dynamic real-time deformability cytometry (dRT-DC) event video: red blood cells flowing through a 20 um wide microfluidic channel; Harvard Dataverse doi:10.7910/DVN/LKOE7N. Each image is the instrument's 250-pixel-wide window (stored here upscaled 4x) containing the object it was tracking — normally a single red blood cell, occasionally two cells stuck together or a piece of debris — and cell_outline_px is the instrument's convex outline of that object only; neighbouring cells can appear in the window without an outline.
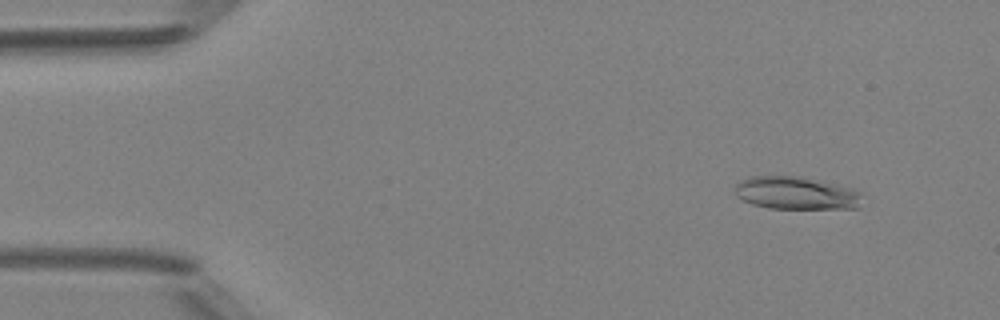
{"species": "Egyptian fruit bat (a non-hibernating species)", "species_latin": "Rousettus aegyptiacus", "temperature_condition": "room temperature", "stored_images_in_passage": 48, "camera_frame_rate_fps": 3000, "um_per_image_px": 0.085, "animal": {"sex": "female"}, "frame": {"image": 1, "passage_image": 4, "time_ms": 1.0, "image_size_px": [1000, 320], "cell_outline_px": [[860, 196], [856, 208], [768, 208], [752, 204], [740, 200], [736, 196], [736, 184], [740, 180], [752, 176], [800, 176], [852, 188], [860, 192]], "centroid_in_image_um": [67.6, 16.4], "position_along_channel_um": 17.4, "area_um2": 24.04}}
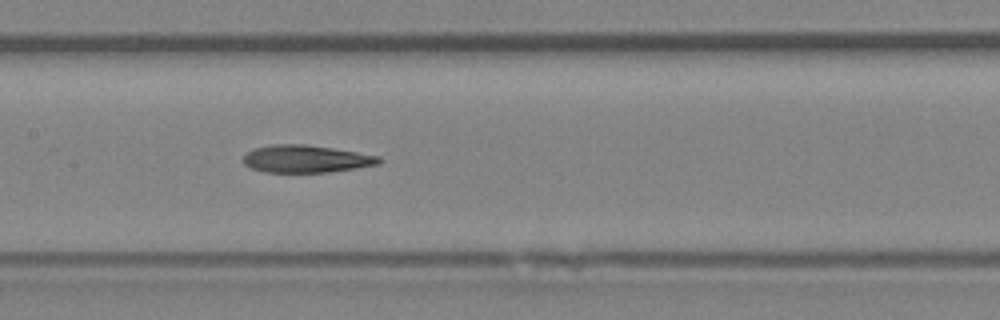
{"frame": {"image": 2, "passage_image": 23, "time_ms": 7.333, "image_size_px": [1000, 320], "cell_outline_px": [[384, 160], [380, 164], [356, 168], [328, 172], [264, 172], [252, 168], [244, 164], [244, 156], [252, 148], [272, 144], [304, 144], [332, 148], [380, 156]], "centroid_in_image_um": [26.03, 13.5], "position_along_channel_um": 181.4, "area_um2": 21.73}}
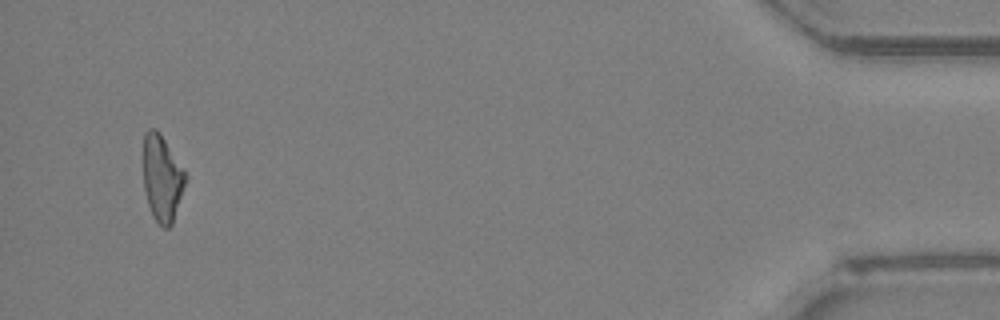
{"frame": {"image": 3, "passage_image": 46, "time_ms": 15.0, "image_size_px": [1000, 320], "cell_outline_px": [[188, 176], [172, 224], [168, 228], [164, 228], [152, 216], [148, 204], [144, 188], [144, 132], [148, 128], [156, 128], [160, 132], [184, 168]], "centroid_in_image_um": [13.79, 15.11], "position_along_channel_um": 421.4, "area_um2": 21.33}, "authors_computed_cell_mechanics": {"area_um2": 22.4553, "velocity_mm_per_s": 4.2055, "shape_relaxation_time_tau1_ms": null, "shape_relaxation_time_tau2_ms": 4.4802, "deformation_change_tau1": null, "deformation_change_tau2": 0.1497}}